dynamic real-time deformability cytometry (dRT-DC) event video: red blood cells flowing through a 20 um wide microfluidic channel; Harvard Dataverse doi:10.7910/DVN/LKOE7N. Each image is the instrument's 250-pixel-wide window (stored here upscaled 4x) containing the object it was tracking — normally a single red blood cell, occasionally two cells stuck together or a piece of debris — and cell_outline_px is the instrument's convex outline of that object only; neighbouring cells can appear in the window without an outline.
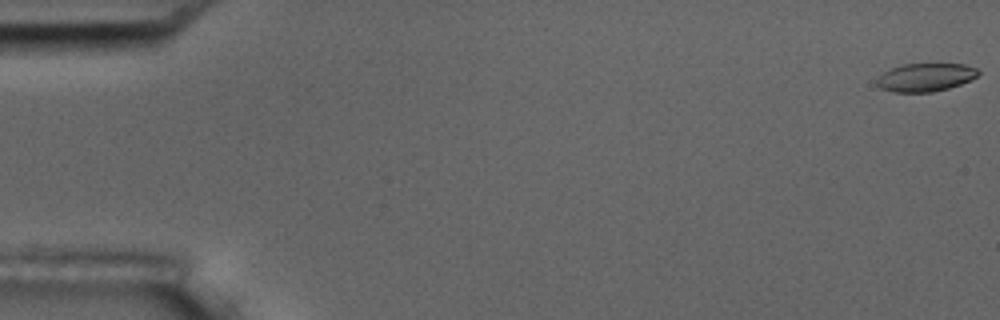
{"species": "common noctule bat (a hibernating species)", "species_latin": "Nyctalus noctula", "temperature_condition": "room temperature", "stored_images_in_passage": 8, "camera_frame_rate_fps": 3000, "um_per_image_px": 0.085, "animal": {"sex": "male", "body_mass_g": 17.5, "forearm_length_mm": 52.3}, "frame": {"image": 1, "passage_image": 1, "time_ms": 0.0, "image_size_px": [1000, 320], "cell_outline_px": [[980, 72], [972, 80], [948, 88], [932, 92], [892, 92], [880, 88], [876, 84], [876, 80], [884, 72], [892, 68], [904, 64], [964, 64], [976, 68]], "centroid_in_image_um": [78.66, 6.58], "position_along_channel_um": 6.3, "area_um2": 16.59}}